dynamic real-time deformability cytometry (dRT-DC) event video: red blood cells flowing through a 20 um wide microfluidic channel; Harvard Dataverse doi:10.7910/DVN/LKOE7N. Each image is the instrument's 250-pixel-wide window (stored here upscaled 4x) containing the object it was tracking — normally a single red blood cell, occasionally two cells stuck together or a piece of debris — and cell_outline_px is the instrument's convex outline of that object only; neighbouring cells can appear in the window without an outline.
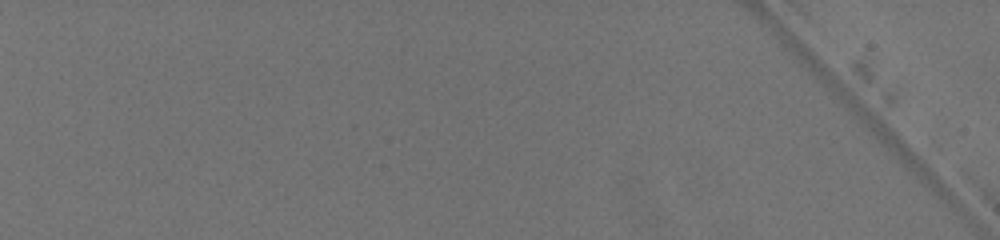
{"species": "common noctule bat (a hibernating species)", "species_latin": "Nyctalus noctula", "temperature_condition": "warm", "stored_images_in_passage": 2, "camera_frame_rate_fps": 3000, "um_per_image_px": 0.085, "animal": {"sex": "female", "body_mass_g": 19.5, "forearm_length_mm": 54.1}, "frame": {"image": 1, "passage_image": 1, "time_ms": 0.0, "image_size_px": [1000, 240], "cell_outline_px": [[948, 192], [940, 196], [880, 140], [848, 104], [848, 100], [852, 100], [868, 112], [892, 132], [912, 152]], "centroid_in_image_um": [76.34, 12.58], "position_along_channel_um": 8.7, "area_um2": 10.69}}